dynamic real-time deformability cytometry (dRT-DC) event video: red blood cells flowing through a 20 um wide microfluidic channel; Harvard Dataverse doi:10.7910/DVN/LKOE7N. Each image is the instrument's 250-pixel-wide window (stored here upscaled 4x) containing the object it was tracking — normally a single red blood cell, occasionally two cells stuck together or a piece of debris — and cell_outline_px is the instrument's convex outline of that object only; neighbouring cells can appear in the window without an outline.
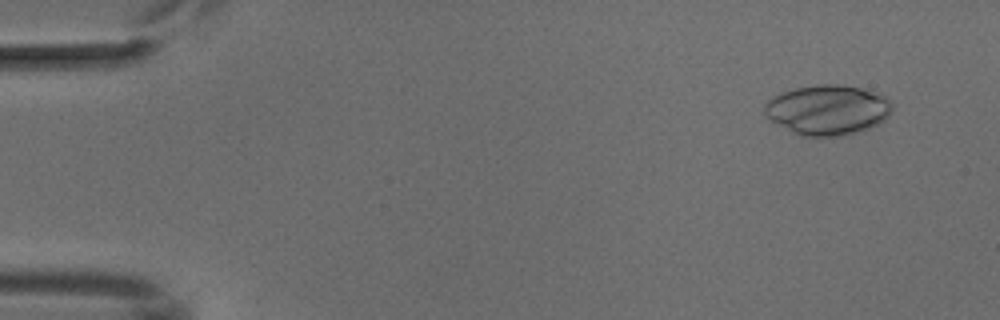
{"species": "common noctule bat (a hibernating species)", "species_latin": "Nyctalus noctula", "temperature_condition": "cold", "stored_images_in_passage": 4, "camera_frame_rate_fps": 3000, "um_per_image_px": 0.085, "animal": {"sex": "male", "body_mass_g": 18.8}, "frame": {"image": 1, "passage_image": 1, "time_ms": 0.0, "image_size_px": [1000, 320], "cell_outline_px": [[892, 112], [884, 120], [860, 132], [836, 136], [800, 136], [792, 132], [764, 116], [764, 104], [772, 96], [796, 88], [820, 84], [836, 84], [860, 88], [884, 96], [892, 104]], "centroid_in_image_um": [70.32, 9.35], "position_along_channel_um": 14.7, "area_um2": 36.99}}